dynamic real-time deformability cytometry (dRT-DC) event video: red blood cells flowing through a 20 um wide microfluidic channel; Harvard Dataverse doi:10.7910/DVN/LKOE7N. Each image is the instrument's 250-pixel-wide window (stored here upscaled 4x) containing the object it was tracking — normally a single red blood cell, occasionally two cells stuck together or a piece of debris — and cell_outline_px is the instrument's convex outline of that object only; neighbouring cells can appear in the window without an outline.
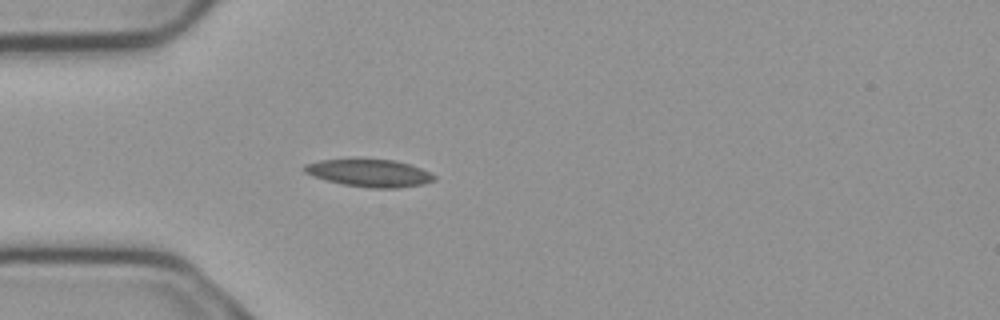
{"species": "common noctule bat (a hibernating species)", "species_latin": "Nyctalus noctula", "temperature_condition": "cold", "stored_images_in_passage": 3, "camera_frame_rate_fps": 3000, "um_per_image_px": 0.085, "animal": {"sex": "male", "body_mass_g": 23.1, "forearm_length_mm": 52.7}, "frame": {"image": 1, "passage_image": 3, "time_ms": 0.667, "image_size_px": [1000, 320], "cell_outline_px": [[436, 180], [424, 184], [396, 188], [368, 188], [344, 184], [324, 180], [312, 176], [304, 172], [304, 164], [320, 160], [356, 156], [396, 160], [420, 168], [436, 176]], "centroid_in_image_um": [31.35, 14.66], "position_along_channel_um": 53.7, "area_um2": 21.68}}